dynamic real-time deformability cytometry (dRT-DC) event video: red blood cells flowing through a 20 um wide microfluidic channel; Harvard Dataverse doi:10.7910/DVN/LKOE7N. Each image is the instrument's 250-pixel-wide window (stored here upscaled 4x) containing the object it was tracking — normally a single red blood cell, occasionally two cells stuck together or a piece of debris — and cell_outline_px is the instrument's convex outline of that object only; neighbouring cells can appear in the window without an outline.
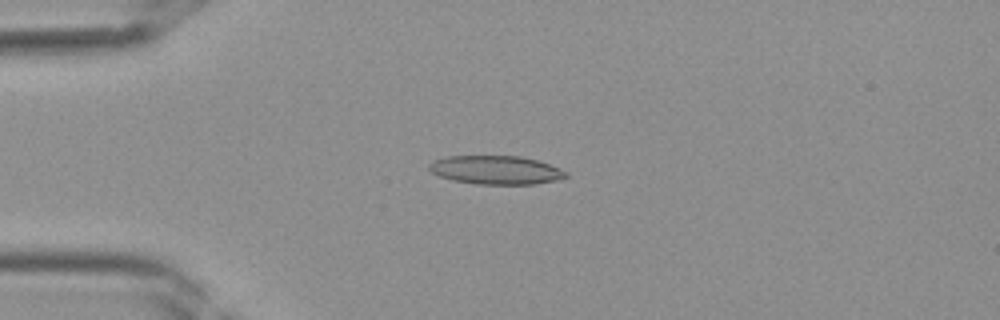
{"species": "Egyptian fruit bat (a non-hibernating species)", "species_latin": "Rousettus aegyptiacus", "temperature_condition": "room temperature", "stored_images_in_passage": 33, "camera_frame_rate_fps": 3000, "um_per_image_px": 0.085, "frame": {"image": 1, "passage_image": 4, "time_ms": 1.0, "image_size_px": [1000, 320], "cell_outline_px": [[568, 176], [560, 180], [536, 184], [476, 184], [452, 180], [440, 176], [432, 172], [428, 168], [428, 164], [432, 160], [448, 156], [520, 156], [536, 160], [560, 168], [568, 172]], "centroid_in_image_um": [42.16, 14.45], "position_along_channel_um": 42.8, "area_um2": 22.95}}
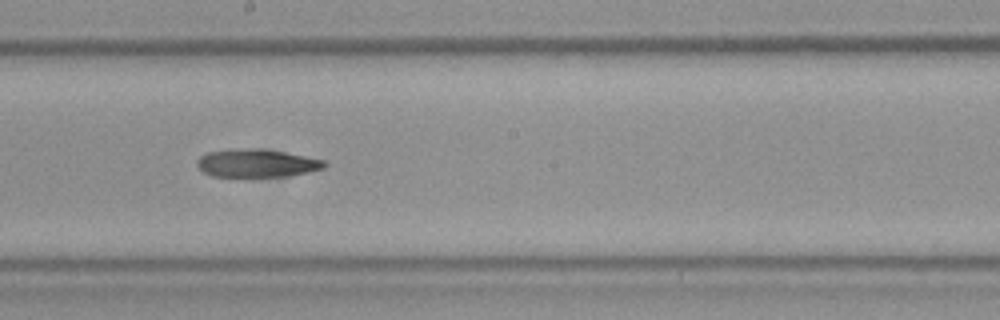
{"frame": {"image": 2, "passage_image": 16, "time_ms": 5.0, "image_size_px": [1000, 320], "cell_outline_px": [[328, 164], [324, 168], [308, 172], [288, 176], [212, 176], [204, 172], [196, 164], [196, 160], [200, 156], [208, 152], [232, 148], [236, 148], [284, 152], [324, 160]], "centroid_in_image_um": [21.8, 13.87], "position_along_channel_um": 226.4, "area_um2": 20.46}}
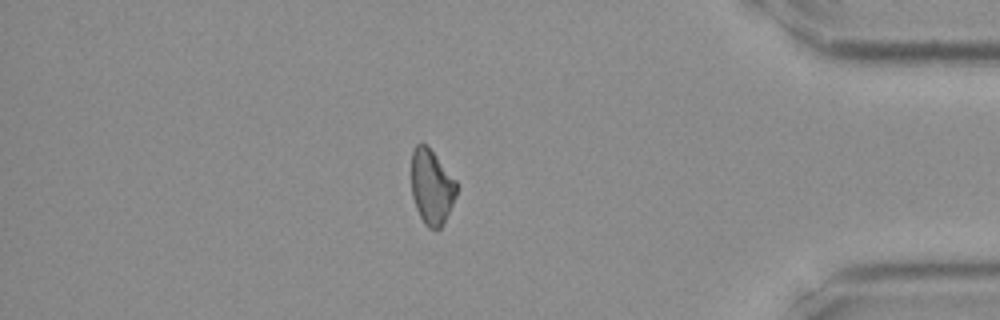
{"frame": {"image": 3, "passage_image": 28, "time_ms": 9.0, "image_size_px": [1000, 320], "cell_outline_px": [[456, 196], [440, 228], [428, 228], [424, 224], [416, 208], [412, 196], [412, 152], [416, 144], [420, 140], [432, 152], [456, 180]], "centroid_in_image_um": [36.67, 15.88], "position_along_channel_um": 398.5, "area_um2": 19.31}}